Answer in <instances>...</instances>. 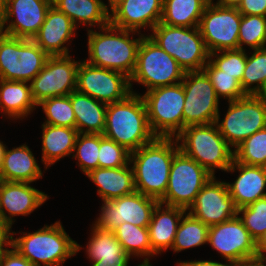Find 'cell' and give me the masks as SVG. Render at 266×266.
<instances>
[{
  "mask_svg": "<svg viewBox=\"0 0 266 266\" xmlns=\"http://www.w3.org/2000/svg\"><path fill=\"white\" fill-rule=\"evenodd\" d=\"M175 139V140H174ZM155 137L151 142L131 152L137 192L160 201L166 192L171 163L180 151L176 138ZM175 141V142H174Z\"/></svg>",
  "mask_w": 266,
  "mask_h": 266,
  "instance_id": "cell-1",
  "label": "cell"
},
{
  "mask_svg": "<svg viewBox=\"0 0 266 266\" xmlns=\"http://www.w3.org/2000/svg\"><path fill=\"white\" fill-rule=\"evenodd\" d=\"M100 31L102 32L88 30L89 59L85 61L97 67L120 72L130 79L144 35L141 34L136 39L132 36L131 39L130 33L133 35L136 31L120 29L110 23L101 27Z\"/></svg>",
  "mask_w": 266,
  "mask_h": 266,
  "instance_id": "cell-2",
  "label": "cell"
},
{
  "mask_svg": "<svg viewBox=\"0 0 266 266\" xmlns=\"http://www.w3.org/2000/svg\"><path fill=\"white\" fill-rule=\"evenodd\" d=\"M103 135L129 152L138 150L156 137L149 127L146 106L140 94L132 91L124 100L107 105Z\"/></svg>",
  "mask_w": 266,
  "mask_h": 266,
  "instance_id": "cell-3",
  "label": "cell"
},
{
  "mask_svg": "<svg viewBox=\"0 0 266 266\" xmlns=\"http://www.w3.org/2000/svg\"><path fill=\"white\" fill-rule=\"evenodd\" d=\"M22 233L21 237L13 238L16 233L10 232V246L33 266H41V263L43 266L63 265L67 258L82 248L71 239L59 221L33 233Z\"/></svg>",
  "mask_w": 266,
  "mask_h": 266,
  "instance_id": "cell-4",
  "label": "cell"
},
{
  "mask_svg": "<svg viewBox=\"0 0 266 266\" xmlns=\"http://www.w3.org/2000/svg\"><path fill=\"white\" fill-rule=\"evenodd\" d=\"M179 150L194 159L212 176L215 169L226 171L234 160V150L220 134L215 123L186 126L176 137Z\"/></svg>",
  "mask_w": 266,
  "mask_h": 266,
  "instance_id": "cell-5",
  "label": "cell"
},
{
  "mask_svg": "<svg viewBox=\"0 0 266 266\" xmlns=\"http://www.w3.org/2000/svg\"><path fill=\"white\" fill-rule=\"evenodd\" d=\"M149 37L173 57L185 72L201 71L209 51L198 27L170 26L159 22Z\"/></svg>",
  "mask_w": 266,
  "mask_h": 266,
  "instance_id": "cell-6",
  "label": "cell"
},
{
  "mask_svg": "<svg viewBox=\"0 0 266 266\" xmlns=\"http://www.w3.org/2000/svg\"><path fill=\"white\" fill-rule=\"evenodd\" d=\"M148 123L156 137H176L184 129L185 94L182 82L158 87L141 95Z\"/></svg>",
  "mask_w": 266,
  "mask_h": 266,
  "instance_id": "cell-7",
  "label": "cell"
},
{
  "mask_svg": "<svg viewBox=\"0 0 266 266\" xmlns=\"http://www.w3.org/2000/svg\"><path fill=\"white\" fill-rule=\"evenodd\" d=\"M185 73L177 61L156 42L148 35L143 36L138 49L136 66L129 79L131 92L133 90L131 82H138L150 91L182 82Z\"/></svg>",
  "mask_w": 266,
  "mask_h": 266,
  "instance_id": "cell-8",
  "label": "cell"
},
{
  "mask_svg": "<svg viewBox=\"0 0 266 266\" xmlns=\"http://www.w3.org/2000/svg\"><path fill=\"white\" fill-rule=\"evenodd\" d=\"M229 108L220 122L217 115L215 124L234 150L255 132L266 128V101L258 95L247 94L234 101H228Z\"/></svg>",
  "mask_w": 266,
  "mask_h": 266,
  "instance_id": "cell-9",
  "label": "cell"
},
{
  "mask_svg": "<svg viewBox=\"0 0 266 266\" xmlns=\"http://www.w3.org/2000/svg\"><path fill=\"white\" fill-rule=\"evenodd\" d=\"M48 57L32 39L0 33V79L30 82Z\"/></svg>",
  "mask_w": 266,
  "mask_h": 266,
  "instance_id": "cell-10",
  "label": "cell"
},
{
  "mask_svg": "<svg viewBox=\"0 0 266 266\" xmlns=\"http://www.w3.org/2000/svg\"><path fill=\"white\" fill-rule=\"evenodd\" d=\"M211 177L212 175L194 159L179 151L171 163L168 186L159 203L188 211Z\"/></svg>",
  "mask_w": 266,
  "mask_h": 266,
  "instance_id": "cell-11",
  "label": "cell"
},
{
  "mask_svg": "<svg viewBox=\"0 0 266 266\" xmlns=\"http://www.w3.org/2000/svg\"><path fill=\"white\" fill-rule=\"evenodd\" d=\"M208 244L236 266L258 261L257 243L236 215L209 227Z\"/></svg>",
  "mask_w": 266,
  "mask_h": 266,
  "instance_id": "cell-12",
  "label": "cell"
},
{
  "mask_svg": "<svg viewBox=\"0 0 266 266\" xmlns=\"http://www.w3.org/2000/svg\"><path fill=\"white\" fill-rule=\"evenodd\" d=\"M182 85L185 94L184 128L215 123L219 114V98L206 73L203 70L186 72Z\"/></svg>",
  "mask_w": 266,
  "mask_h": 266,
  "instance_id": "cell-13",
  "label": "cell"
},
{
  "mask_svg": "<svg viewBox=\"0 0 266 266\" xmlns=\"http://www.w3.org/2000/svg\"><path fill=\"white\" fill-rule=\"evenodd\" d=\"M241 17L237 8L206 5L198 28L209 53L238 49Z\"/></svg>",
  "mask_w": 266,
  "mask_h": 266,
  "instance_id": "cell-14",
  "label": "cell"
},
{
  "mask_svg": "<svg viewBox=\"0 0 266 266\" xmlns=\"http://www.w3.org/2000/svg\"><path fill=\"white\" fill-rule=\"evenodd\" d=\"M76 90L105 104L124 100L131 92L129 78L124 74L80 61Z\"/></svg>",
  "mask_w": 266,
  "mask_h": 266,
  "instance_id": "cell-15",
  "label": "cell"
},
{
  "mask_svg": "<svg viewBox=\"0 0 266 266\" xmlns=\"http://www.w3.org/2000/svg\"><path fill=\"white\" fill-rule=\"evenodd\" d=\"M158 203V200L137 191L110 201H103L101 214L94 225L101 230L110 231H114L124 222L148 227L153 210Z\"/></svg>",
  "mask_w": 266,
  "mask_h": 266,
  "instance_id": "cell-16",
  "label": "cell"
},
{
  "mask_svg": "<svg viewBox=\"0 0 266 266\" xmlns=\"http://www.w3.org/2000/svg\"><path fill=\"white\" fill-rule=\"evenodd\" d=\"M66 56H49L42 70L32 79L31 95L36 104L56 97L68 96L76 90L77 69L80 61Z\"/></svg>",
  "mask_w": 266,
  "mask_h": 266,
  "instance_id": "cell-17",
  "label": "cell"
},
{
  "mask_svg": "<svg viewBox=\"0 0 266 266\" xmlns=\"http://www.w3.org/2000/svg\"><path fill=\"white\" fill-rule=\"evenodd\" d=\"M188 213L207 226L226 222L237 215V208L229 195L226 182L212 176L197 194Z\"/></svg>",
  "mask_w": 266,
  "mask_h": 266,
  "instance_id": "cell-18",
  "label": "cell"
},
{
  "mask_svg": "<svg viewBox=\"0 0 266 266\" xmlns=\"http://www.w3.org/2000/svg\"><path fill=\"white\" fill-rule=\"evenodd\" d=\"M51 6L52 0H5L1 32L12 37L33 39Z\"/></svg>",
  "mask_w": 266,
  "mask_h": 266,
  "instance_id": "cell-19",
  "label": "cell"
},
{
  "mask_svg": "<svg viewBox=\"0 0 266 266\" xmlns=\"http://www.w3.org/2000/svg\"><path fill=\"white\" fill-rule=\"evenodd\" d=\"M30 184L0 180V223L10 230L15 222L13 217L27 216L49 199L47 194Z\"/></svg>",
  "mask_w": 266,
  "mask_h": 266,
  "instance_id": "cell-20",
  "label": "cell"
},
{
  "mask_svg": "<svg viewBox=\"0 0 266 266\" xmlns=\"http://www.w3.org/2000/svg\"><path fill=\"white\" fill-rule=\"evenodd\" d=\"M162 11L163 0H125L109 15V23L139 35V29L152 30L160 22Z\"/></svg>",
  "mask_w": 266,
  "mask_h": 266,
  "instance_id": "cell-21",
  "label": "cell"
},
{
  "mask_svg": "<svg viewBox=\"0 0 266 266\" xmlns=\"http://www.w3.org/2000/svg\"><path fill=\"white\" fill-rule=\"evenodd\" d=\"M76 28L66 14L51 6L44 23L32 40L48 56H66L69 55V48L64 44L75 36Z\"/></svg>",
  "mask_w": 266,
  "mask_h": 266,
  "instance_id": "cell-22",
  "label": "cell"
},
{
  "mask_svg": "<svg viewBox=\"0 0 266 266\" xmlns=\"http://www.w3.org/2000/svg\"><path fill=\"white\" fill-rule=\"evenodd\" d=\"M235 170H238L239 176L234 183L226 184L237 209L266 197V167L247 165L234 159L226 172Z\"/></svg>",
  "mask_w": 266,
  "mask_h": 266,
  "instance_id": "cell-23",
  "label": "cell"
},
{
  "mask_svg": "<svg viewBox=\"0 0 266 266\" xmlns=\"http://www.w3.org/2000/svg\"><path fill=\"white\" fill-rule=\"evenodd\" d=\"M158 203L153 210L148 225L149 240L152 251L159 254L172 248L178 224L187 210L181 207L167 206Z\"/></svg>",
  "mask_w": 266,
  "mask_h": 266,
  "instance_id": "cell-24",
  "label": "cell"
},
{
  "mask_svg": "<svg viewBox=\"0 0 266 266\" xmlns=\"http://www.w3.org/2000/svg\"><path fill=\"white\" fill-rule=\"evenodd\" d=\"M129 163L119 168H100L91 170L87 176L98 186V195L102 201L132 194L136 191L134 172Z\"/></svg>",
  "mask_w": 266,
  "mask_h": 266,
  "instance_id": "cell-25",
  "label": "cell"
},
{
  "mask_svg": "<svg viewBox=\"0 0 266 266\" xmlns=\"http://www.w3.org/2000/svg\"><path fill=\"white\" fill-rule=\"evenodd\" d=\"M36 161L32 151L25 144L10 150L6 148L0 169V180L32 183L42 178V170Z\"/></svg>",
  "mask_w": 266,
  "mask_h": 266,
  "instance_id": "cell-26",
  "label": "cell"
},
{
  "mask_svg": "<svg viewBox=\"0 0 266 266\" xmlns=\"http://www.w3.org/2000/svg\"><path fill=\"white\" fill-rule=\"evenodd\" d=\"M70 100L78 133L103 134L107 104L77 90L70 93Z\"/></svg>",
  "mask_w": 266,
  "mask_h": 266,
  "instance_id": "cell-27",
  "label": "cell"
},
{
  "mask_svg": "<svg viewBox=\"0 0 266 266\" xmlns=\"http://www.w3.org/2000/svg\"><path fill=\"white\" fill-rule=\"evenodd\" d=\"M42 162L45 168L73 154L78 135L76 128L42 124Z\"/></svg>",
  "mask_w": 266,
  "mask_h": 266,
  "instance_id": "cell-28",
  "label": "cell"
},
{
  "mask_svg": "<svg viewBox=\"0 0 266 266\" xmlns=\"http://www.w3.org/2000/svg\"><path fill=\"white\" fill-rule=\"evenodd\" d=\"M35 106L28 82L0 79L1 113L8 118H24L36 109Z\"/></svg>",
  "mask_w": 266,
  "mask_h": 266,
  "instance_id": "cell-29",
  "label": "cell"
},
{
  "mask_svg": "<svg viewBox=\"0 0 266 266\" xmlns=\"http://www.w3.org/2000/svg\"><path fill=\"white\" fill-rule=\"evenodd\" d=\"M92 235L86 246V254L92 262L116 263L128 266L130 256L124 251L113 231L101 230L93 224Z\"/></svg>",
  "mask_w": 266,
  "mask_h": 266,
  "instance_id": "cell-30",
  "label": "cell"
},
{
  "mask_svg": "<svg viewBox=\"0 0 266 266\" xmlns=\"http://www.w3.org/2000/svg\"><path fill=\"white\" fill-rule=\"evenodd\" d=\"M101 0H52V6L66 14L77 27L80 23L104 27L109 24V14ZM78 23V24H77Z\"/></svg>",
  "mask_w": 266,
  "mask_h": 266,
  "instance_id": "cell-31",
  "label": "cell"
},
{
  "mask_svg": "<svg viewBox=\"0 0 266 266\" xmlns=\"http://www.w3.org/2000/svg\"><path fill=\"white\" fill-rule=\"evenodd\" d=\"M208 0H163L160 22L170 26L198 27Z\"/></svg>",
  "mask_w": 266,
  "mask_h": 266,
  "instance_id": "cell-32",
  "label": "cell"
},
{
  "mask_svg": "<svg viewBox=\"0 0 266 266\" xmlns=\"http://www.w3.org/2000/svg\"><path fill=\"white\" fill-rule=\"evenodd\" d=\"M124 251L131 256L146 257L139 265L150 266L149 257L156 255L151 248L148 227H139L128 222L122 223L114 231Z\"/></svg>",
  "mask_w": 266,
  "mask_h": 266,
  "instance_id": "cell-33",
  "label": "cell"
},
{
  "mask_svg": "<svg viewBox=\"0 0 266 266\" xmlns=\"http://www.w3.org/2000/svg\"><path fill=\"white\" fill-rule=\"evenodd\" d=\"M208 231L209 226L187 213L182 216L178 224L171 249L178 253L185 249L204 245L208 243Z\"/></svg>",
  "mask_w": 266,
  "mask_h": 266,
  "instance_id": "cell-34",
  "label": "cell"
},
{
  "mask_svg": "<svg viewBox=\"0 0 266 266\" xmlns=\"http://www.w3.org/2000/svg\"><path fill=\"white\" fill-rule=\"evenodd\" d=\"M266 82V47L254 49L251 56L247 55V63L243 72L241 86L246 94L257 95ZM255 86H252L254 84ZM252 86V87H251Z\"/></svg>",
  "mask_w": 266,
  "mask_h": 266,
  "instance_id": "cell-35",
  "label": "cell"
},
{
  "mask_svg": "<svg viewBox=\"0 0 266 266\" xmlns=\"http://www.w3.org/2000/svg\"><path fill=\"white\" fill-rule=\"evenodd\" d=\"M234 159L239 163L266 167V128L245 139L234 150Z\"/></svg>",
  "mask_w": 266,
  "mask_h": 266,
  "instance_id": "cell-36",
  "label": "cell"
},
{
  "mask_svg": "<svg viewBox=\"0 0 266 266\" xmlns=\"http://www.w3.org/2000/svg\"><path fill=\"white\" fill-rule=\"evenodd\" d=\"M100 134L78 133L72 156L85 175L99 167Z\"/></svg>",
  "mask_w": 266,
  "mask_h": 266,
  "instance_id": "cell-37",
  "label": "cell"
},
{
  "mask_svg": "<svg viewBox=\"0 0 266 266\" xmlns=\"http://www.w3.org/2000/svg\"><path fill=\"white\" fill-rule=\"evenodd\" d=\"M243 44L252 50L266 47V17L257 15H242L238 49L243 50Z\"/></svg>",
  "mask_w": 266,
  "mask_h": 266,
  "instance_id": "cell-38",
  "label": "cell"
},
{
  "mask_svg": "<svg viewBox=\"0 0 266 266\" xmlns=\"http://www.w3.org/2000/svg\"><path fill=\"white\" fill-rule=\"evenodd\" d=\"M37 106H42L47 120L44 124L75 128V115L72 109L70 94L56 96L41 101Z\"/></svg>",
  "mask_w": 266,
  "mask_h": 266,
  "instance_id": "cell-39",
  "label": "cell"
},
{
  "mask_svg": "<svg viewBox=\"0 0 266 266\" xmlns=\"http://www.w3.org/2000/svg\"><path fill=\"white\" fill-rule=\"evenodd\" d=\"M202 70L210 79L219 99L222 97L225 100L234 101L247 95L238 79L232 75L223 73V71L217 69L210 61L207 62Z\"/></svg>",
  "mask_w": 266,
  "mask_h": 266,
  "instance_id": "cell-40",
  "label": "cell"
},
{
  "mask_svg": "<svg viewBox=\"0 0 266 266\" xmlns=\"http://www.w3.org/2000/svg\"><path fill=\"white\" fill-rule=\"evenodd\" d=\"M240 214V220L257 243L266 232V197L237 209V215Z\"/></svg>",
  "mask_w": 266,
  "mask_h": 266,
  "instance_id": "cell-41",
  "label": "cell"
},
{
  "mask_svg": "<svg viewBox=\"0 0 266 266\" xmlns=\"http://www.w3.org/2000/svg\"><path fill=\"white\" fill-rule=\"evenodd\" d=\"M209 61L223 73L232 75L241 82L247 63V53L245 49L212 52L209 54Z\"/></svg>",
  "mask_w": 266,
  "mask_h": 266,
  "instance_id": "cell-42",
  "label": "cell"
},
{
  "mask_svg": "<svg viewBox=\"0 0 266 266\" xmlns=\"http://www.w3.org/2000/svg\"><path fill=\"white\" fill-rule=\"evenodd\" d=\"M130 154L126 148L100 134L99 167L119 168L130 163Z\"/></svg>",
  "mask_w": 266,
  "mask_h": 266,
  "instance_id": "cell-43",
  "label": "cell"
},
{
  "mask_svg": "<svg viewBox=\"0 0 266 266\" xmlns=\"http://www.w3.org/2000/svg\"><path fill=\"white\" fill-rule=\"evenodd\" d=\"M237 9L242 15L266 17V0H242Z\"/></svg>",
  "mask_w": 266,
  "mask_h": 266,
  "instance_id": "cell-44",
  "label": "cell"
},
{
  "mask_svg": "<svg viewBox=\"0 0 266 266\" xmlns=\"http://www.w3.org/2000/svg\"><path fill=\"white\" fill-rule=\"evenodd\" d=\"M3 252L0 257V266H33L24 256L20 255L13 247Z\"/></svg>",
  "mask_w": 266,
  "mask_h": 266,
  "instance_id": "cell-45",
  "label": "cell"
},
{
  "mask_svg": "<svg viewBox=\"0 0 266 266\" xmlns=\"http://www.w3.org/2000/svg\"><path fill=\"white\" fill-rule=\"evenodd\" d=\"M10 232L11 230L7 226L0 223V257L7 246H10ZM5 246L6 248H4Z\"/></svg>",
  "mask_w": 266,
  "mask_h": 266,
  "instance_id": "cell-46",
  "label": "cell"
},
{
  "mask_svg": "<svg viewBox=\"0 0 266 266\" xmlns=\"http://www.w3.org/2000/svg\"><path fill=\"white\" fill-rule=\"evenodd\" d=\"M178 266H236L234 263L229 262L228 264L220 263L216 261H205V260H197V261H186L178 263Z\"/></svg>",
  "mask_w": 266,
  "mask_h": 266,
  "instance_id": "cell-47",
  "label": "cell"
},
{
  "mask_svg": "<svg viewBox=\"0 0 266 266\" xmlns=\"http://www.w3.org/2000/svg\"><path fill=\"white\" fill-rule=\"evenodd\" d=\"M266 232L261 237V239L257 242V255H258V261H264L266 262Z\"/></svg>",
  "mask_w": 266,
  "mask_h": 266,
  "instance_id": "cell-48",
  "label": "cell"
},
{
  "mask_svg": "<svg viewBox=\"0 0 266 266\" xmlns=\"http://www.w3.org/2000/svg\"><path fill=\"white\" fill-rule=\"evenodd\" d=\"M217 3H213L212 0H208V3L221 7L238 8L242 0H218Z\"/></svg>",
  "mask_w": 266,
  "mask_h": 266,
  "instance_id": "cell-49",
  "label": "cell"
},
{
  "mask_svg": "<svg viewBox=\"0 0 266 266\" xmlns=\"http://www.w3.org/2000/svg\"><path fill=\"white\" fill-rule=\"evenodd\" d=\"M125 0H108V4L103 3L106 12L110 15L120 4H122ZM109 6V8H108ZM110 10V11H109Z\"/></svg>",
  "mask_w": 266,
  "mask_h": 266,
  "instance_id": "cell-50",
  "label": "cell"
},
{
  "mask_svg": "<svg viewBox=\"0 0 266 266\" xmlns=\"http://www.w3.org/2000/svg\"><path fill=\"white\" fill-rule=\"evenodd\" d=\"M4 3L5 0H0V33L3 27V21H4Z\"/></svg>",
  "mask_w": 266,
  "mask_h": 266,
  "instance_id": "cell-51",
  "label": "cell"
},
{
  "mask_svg": "<svg viewBox=\"0 0 266 266\" xmlns=\"http://www.w3.org/2000/svg\"><path fill=\"white\" fill-rule=\"evenodd\" d=\"M6 146L3 144V142L0 141V169L2 166L3 157L6 151Z\"/></svg>",
  "mask_w": 266,
  "mask_h": 266,
  "instance_id": "cell-52",
  "label": "cell"
},
{
  "mask_svg": "<svg viewBox=\"0 0 266 266\" xmlns=\"http://www.w3.org/2000/svg\"><path fill=\"white\" fill-rule=\"evenodd\" d=\"M92 266H119L116 263H108V262H92Z\"/></svg>",
  "mask_w": 266,
  "mask_h": 266,
  "instance_id": "cell-53",
  "label": "cell"
},
{
  "mask_svg": "<svg viewBox=\"0 0 266 266\" xmlns=\"http://www.w3.org/2000/svg\"><path fill=\"white\" fill-rule=\"evenodd\" d=\"M257 95L261 99H263L264 101H266V82H265L264 86L262 87V89L260 90V92Z\"/></svg>",
  "mask_w": 266,
  "mask_h": 266,
  "instance_id": "cell-54",
  "label": "cell"
},
{
  "mask_svg": "<svg viewBox=\"0 0 266 266\" xmlns=\"http://www.w3.org/2000/svg\"><path fill=\"white\" fill-rule=\"evenodd\" d=\"M264 261H254L246 264L245 266H266Z\"/></svg>",
  "mask_w": 266,
  "mask_h": 266,
  "instance_id": "cell-55",
  "label": "cell"
}]
</instances>
